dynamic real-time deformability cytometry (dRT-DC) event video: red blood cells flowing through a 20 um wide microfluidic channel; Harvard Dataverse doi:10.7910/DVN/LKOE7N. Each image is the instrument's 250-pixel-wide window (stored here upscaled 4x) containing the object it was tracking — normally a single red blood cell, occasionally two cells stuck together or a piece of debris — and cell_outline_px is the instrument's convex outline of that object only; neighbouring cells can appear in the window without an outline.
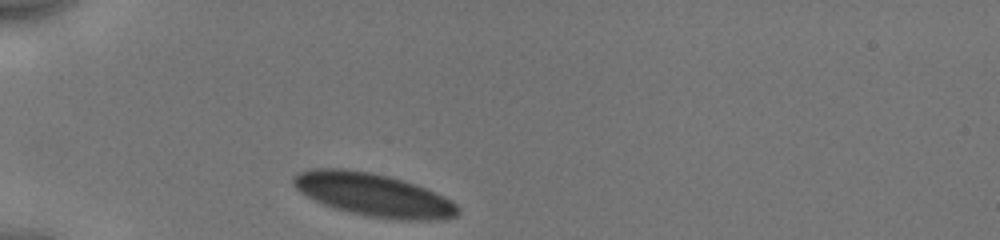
{"species": "human", "species_latin": "Homo sapiens", "temperature_condition": "cold", "stored_images_in_passage": 9, "camera_frame_rate_fps": 3000, "um_per_image_px": 0.085, "donor": {"sex": "male"}, "frame": {"image": 1, "passage_image": 1, "time_ms": 0.0, "image_size_px": [1000, 240], "cell_outline_px": [[460, 212], [456, 216], [436, 220], [396, 220], [368, 216], [348, 212], [324, 204], [300, 192], [292, 184], [292, 176], [296, 172], [308, 168], [344, 168], [372, 172], [404, 180], [416, 184], [444, 196], [452, 200], [460, 208]], "centroid_in_image_um": [31.73, 16.54], "position_along_channel_um": 53.3, "area_um2": 41.56}}
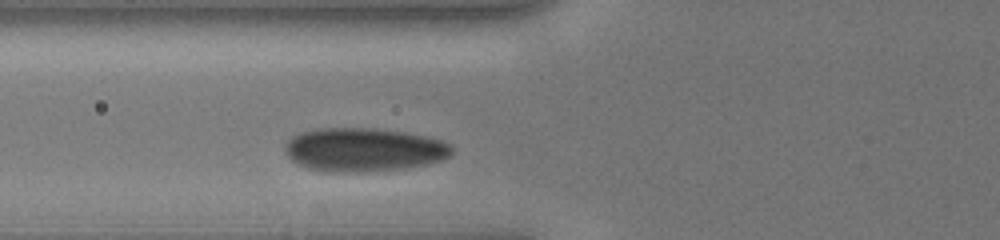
{"frame": {"image": 2, "passage_image": 6, "time_ms": 1.667, "image_size_px": [1000, 240], "cell_outline_px": [[452, 152], [448, 156], [440, 160], [428, 164], [408, 168], [344, 172], [324, 172], [308, 168], [296, 164], [288, 156], [284, 148], [284, 144], [292, 136], [300, 132], [320, 128], [376, 128], [404, 132], [424, 136], [440, 140], [448, 144], [452, 148]], "centroid_in_image_um": [30.86, 12.72], "position_along_channel_um": 94.9, "area_um2": 42.31}}
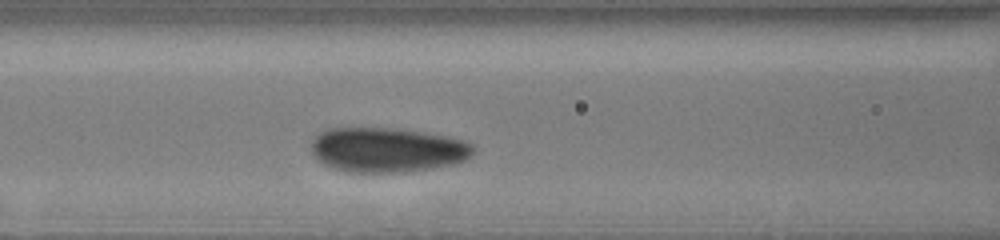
{"frame": {"image": 3, "passage_image": 9, "time_ms": 2.667, "image_size_px": [1000, 240], "cell_outline_px": [[472, 152], [464, 160], [452, 164], [428, 168], [400, 172], [348, 172], [324, 164], [316, 160], [312, 152], [312, 140], [320, 132], [328, 128], [388, 128], [424, 132], [448, 136], [464, 140], [472, 144]], "centroid_in_image_um": [32.87, 12.72], "position_along_channel_um": 133.7, "area_um2": 41.79}}